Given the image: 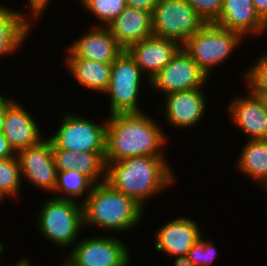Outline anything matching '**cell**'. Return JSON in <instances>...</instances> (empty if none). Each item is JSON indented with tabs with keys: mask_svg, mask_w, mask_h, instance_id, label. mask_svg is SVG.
I'll return each instance as SVG.
<instances>
[{
	"mask_svg": "<svg viewBox=\"0 0 267 266\" xmlns=\"http://www.w3.org/2000/svg\"><path fill=\"white\" fill-rule=\"evenodd\" d=\"M106 117V162L135 156L167 155L164 150L169 140L167 134L158 120L148 113H117Z\"/></svg>",
	"mask_w": 267,
	"mask_h": 266,
	"instance_id": "cell-1",
	"label": "cell"
},
{
	"mask_svg": "<svg viewBox=\"0 0 267 266\" xmlns=\"http://www.w3.org/2000/svg\"><path fill=\"white\" fill-rule=\"evenodd\" d=\"M170 166L166 156H135L106 162L105 182L145 209L151 198L175 183L174 167Z\"/></svg>",
	"mask_w": 267,
	"mask_h": 266,
	"instance_id": "cell-2",
	"label": "cell"
},
{
	"mask_svg": "<svg viewBox=\"0 0 267 266\" xmlns=\"http://www.w3.org/2000/svg\"><path fill=\"white\" fill-rule=\"evenodd\" d=\"M145 211L134 199L114 190L106 182L95 184L83 203L84 228L124 234L140 225Z\"/></svg>",
	"mask_w": 267,
	"mask_h": 266,
	"instance_id": "cell-3",
	"label": "cell"
},
{
	"mask_svg": "<svg viewBox=\"0 0 267 266\" xmlns=\"http://www.w3.org/2000/svg\"><path fill=\"white\" fill-rule=\"evenodd\" d=\"M36 229L53 246L68 250L75 245L84 228L83 204L52 197L43 201Z\"/></svg>",
	"mask_w": 267,
	"mask_h": 266,
	"instance_id": "cell-4",
	"label": "cell"
},
{
	"mask_svg": "<svg viewBox=\"0 0 267 266\" xmlns=\"http://www.w3.org/2000/svg\"><path fill=\"white\" fill-rule=\"evenodd\" d=\"M243 39L239 33L214 23H206L182 47L211 78V70L229 59L230 55L244 44Z\"/></svg>",
	"mask_w": 267,
	"mask_h": 266,
	"instance_id": "cell-5",
	"label": "cell"
},
{
	"mask_svg": "<svg viewBox=\"0 0 267 266\" xmlns=\"http://www.w3.org/2000/svg\"><path fill=\"white\" fill-rule=\"evenodd\" d=\"M63 111L62 119L55 134L47 138L52 149H64L75 152L105 153L107 120L103 123L93 119Z\"/></svg>",
	"mask_w": 267,
	"mask_h": 266,
	"instance_id": "cell-6",
	"label": "cell"
},
{
	"mask_svg": "<svg viewBox=\"0 0 267 266\" xmlns=\"http://www.w3.org/2000/svg\"><path fill=\"white\" fill-rule=\"evenodd\" d=\"M143 72L130 54L124 50L112 63L108 87L103 94L109 97V115L142 112L140 106ZM143 79V80H141ZM141 91V92H140Z\"/></svg>",
	"mask_w": 267,
	"mask_h": 266,
	"instance_id": "cell-7",
	"label": "cell"
},
{
	"mask_svg": "<svg viewBox=\"0 0 267 266\" xmlns=\"http://www.w3.org/2000/svg\"><path fill=\"white\" fill-rule=\"evenodd\" d=\"M205 24L187 0H159L152 12L153 35L181 46Z\"/></svg>",
	"mask_w": 267,
	"mask_h": 266,
	"instance_id": "cell-8",
	"label": "cell"
},
{
	"mask_svg": "<svg viewBox=\"0 0 267 266\" xmlns=\"http://www.w3.org/2000/svg\"><path fill=\"white\" fill-rule=\"evenodd\" d=\"M87 236L78 239L66 258L73 266H129L130 249L115 236Z\"/></svg>",
	"mask_w": 267,
	"mask_h": 266,
	"instance_id": "cell-9",
	"label": "cell"
},
{
	"mask_svg": "<svg viewBox=\"0 0 267 266\" xmlns=\"http://www.w3.org/2000/svg\"><path fill=\"white\" fill-rule=\"evenodd\" d=\"M209 81V77L182 47L173 59L150 80L149 87L155 93L159 92V95H167L207 87L206 83Z\"/></svg>",
	"mask_w": 267,
	"mask_h": 266,
	"instance_id": "cell-10",
	"label": "cell"
},
{
	"mask_svg": "<svg viewBox=\"0 0 267 266\" xmlns=\"http://www.w3.org/2000/svg\"><path fill=\"white\" fill-rule=\"evenodd\" d=\"M206 96L203 88L170 93L164 96L158 109L162 111L168 125L176 130H189L203 121L208 104Z\"/></svg>",
	"mask_w": 267,
	"mask_h": 266,
	"instance_id": "cell-11",
	"label": "cell"
},
{
	"mask_svg": "<svg viewBox=\"0 0 267 266\" xmlns=\"http://www.w3.org/2000/svg\"><path fill=\"white\" fill-rule=\"evenodd\" d=\"M22 180L44 192H54L57 182V167L55 165L52 143L46 137L38 145L19 151Z\"/></svg>",
	"mask_w": 267,
	"mask_h": 266,
	"instance_id": "cell-12",
	"label": "cell"
},
{
	"mask_svg": "<svg viewBox=\"0 0 267 266\" xmlns=\"http://www.w3.org/2000/svg\"><path fill=\"white\" fill-rule=\"evenodd\" d=\"M248 91V92H247ZM245 95H236L228 103L226 112L235 127H238L248 140L267 139V109L261 96L249 89Z\"/></svg>",
	"mask_w": 267,
	"mask_h": 266,
	"instance_id": "cell-13",
	"label": "cell"
},
{
	"mask_svg": "<svg viewBox=\"0 0 267 266\" xmlns=\"http://www.w3.org/2000/svg\"><path fill=\"white\" fill-rule=\"evenodd\" d=\"M26 110L19 100L5 96V121L3 134L9 141L11 148L17 154L23 149L38 145L43 133L30 111Z\"/></svg>",
	"mask_w": 267,
	"mask_h": 266,
	"instance_id": "cell-14",
	"label": "cell"
},
{
	"mask_svg": "<svg viewBox=\"0 0 267 266\" xmlns=\"http://www.w3.org/2000/svg\"><path fill=\"white\" fill-rule=\"evenodd\" d=\"M198 221L190 217H176L164 223L154 234L155 250L170 257L188 255L191 247L201 237Z\"/></svg>",
	"mask_w": 267,
	"mask_h": 266,
	"instance_id": "cell-15",
	"label": "cell"
},
{
	"mask_svg": "<svg viewBox=\"0 0 267 266\" xmlns=\"http://www.w3.org/2000/svg\"><path fill=\"white\" fill-rule=\"evenodd\" d=\"M181 48L182 46L174 40L152 35L130 45L126 51L146 77L145 83L150 85V80L173 59Z\"/></svg>",
	"mask_w": 267,
	"mask_h": 266,
	"instance_id": "cell-16",
	"label": "cell"
},
{
	"mask_svg": "<svg viewBox=\"0 0 267 266\" xmlns=\"http://www.w3.org/2000/svg\"><path fill=\"white\" fill-rule=\"evenodd\" d=\"M65 49L66 57H80L101 63H113L125 50L108 27L94 25Z\"/></svg>",
	"mask_w": 267,
	"mask_h": 266,
	"instance_id": "cell-17",
	"label": "cell"
},
{
	"mask_svg": "<svg viewBox=\"0 0 267 266\" xmlns=\"http://www.w3.org/2000/svg\"><path fill=\"white\" fill-rule=\"evenodd\" d=\"M227 30L239 33L245 40L262 35L267 23L258 15L253 0H223L219 17L213 22Z\"/></svg>",
	"mask_w": 267,
	"mask_h": 266,
	"instance_id": "cell-18",
	"label": "cell"
},
{
	"mask_svg": "<svg viewBox=\"0 0 267 266\" xmlns=\"http://www.w3.org/2000/svg\"><path fill=\"white\" fill-rule=\"evenodd\" d=\"M107 27L126 50L130 45L153 35L152 12L127 6Z\"/></svg>",
	"mask_w": 267,
	"mask_h": 266,
	"instance_id": "cell-19",
	"label": "cell"
},
{
	"mask_svg": "<svg viewBox=\"0 0 267 266\" xmlns=\"http://www.w3.org/2000/svg\"><path fill=\"white\" fill-rule=\"evenodd\" d=\"M30 18L16 9H10L4 4L0 5V58L14 55L26 43L32 28ZM17 51V52H16Z\"/></svg>",
	"mask_w": 267,
	"mask_h": 266,
	"instance_id": "cell-20",
	"label": "cell"
},
{
	"mask_svg": "<svg viewBox=\"0 0 267 266\" xmlns=\"http://www.w3.org/2000/svg\"><path fill=\"white\" fill-rule=\"evenodd\" d=\"M57 171L77 170L94 184L105 182V153L75 152L52 149Z\"/></svg>",
	"mask_w": 267,
	"mask_h": 266,
	"instance_id": "cell-21",
	"label": "cell"
},
{
	"mask_svg": "<svg viewBox=\"0 0 267 266\" xmlns=\"http://www.w3.org/2000/svg\"><path fill=\"white\" fill-rule=\"evenodd\" d=\"M66 70L78 85L96 93H104L108 87L112 63H101L80 57H66Z\"/></svg>",
	"mask_w": 267,
	"mask_h": 266,
	"instance_id": "cell-22",
	"label": "cell"
},
{
	"mask_svg": "<svg viewBox=\"0 0 267 266\" xmlns=\"http://www.w3.org/2000/svg\"><path fill=\"white\" fill-rule=\"evenodd\" d=\"M237 170L262 186L267 181V139L248 140L235 162Z\"/></svg>",
	"mask_w": 267,
	"mask_h": 266,
	"instance_id": "cell-23",
	"label": "cell"
},
{
	"mask_svg": "<svg viewBox=\"0 0 267 266\" xmlns=\"http://www.w3.org/2000/svg\"><path fill=\"white\" fill-rule=\"evenodd\" d=\"M94 183L77 170L57 171V182L52 197L83 204L90 195Z\"/></svg>",
	"mask_w": 267,
	"mask_h": 266,
	"instance_id": "cell-24",
	"label": "cell"
},
{
	"mask_svg": "<svg viewBox=\"0 0 267 266\" xmlns=\"http://www.w3.org/2000/svg\"><path fill=\"white\" fill-rule=\"evenodd\" d=\"M22 176L20 162L16 157L0 159V196L3 199L19 198Z\"/></svg>",
	"mask_w": 267,
	"mask_h": 266,
	"instance_id": "cell-25",
	"label": "cell"
},
{
	"mask_svg": "<svg viewBox=\"0 0 267 266\" xmlns=\"http://www.w3.org/2000/svg\"><path fill=\"white\" fill-rule=\"evenodd\" d=\"M87 10L88 14L97 19L96 26L107 27L127 7L126 0H77V3ZM90 12V13H89Z\"/></svg>",
	"mask_w": 267,
	"mask_h": 266,
	"instance_id": "cell-26",
	"label": "cell"
},
{
	"mask_svg": "<svg viewBox=\"0 0 267 266\" xmlns=\"http://www.w3.org/2000/svg\"><path fill=\"white\" fill-rule=\"evenodd\" d=\"M242 75L246 89L257 96L267 95V52L260 54V57H257L254 64L245 69Z\"/></svg>",
	"mask_w": 267,
	"mask_h": 266,
	"instance_id": "cell-27",
	"label": "cell"
},
{
	"mask_svg": "<svg viewBox=\"0 0 267 266\" xmlns=\"http://www.w3.org/2000/svg\"><path fill=\"white\" fill-rule=\"evenodd\" d=\"M204 236L196 241L188 253L189 260L195 266H212L211 264L217 258L218 250L212 243V239H204Z\"/></svg>",
	"mask_w": 267,
	"mask_h": 266,
	"instance_id": "cell-28",
	"label": "cell"
},
{
	"mask_svg": "<svg viewBox=\"0 0 267 266\" xmlns=\"http://www.w3.org/2000/svg\"><path fill=\"white\" fill-rule=\"evenodd\" d=\"M205 23H213L220 14L223 0H187Z\"/></svg>",
	"mask_w": 267,
	"mask_h": 266,
	"instance_id": "cell-29",
	"label": "cell"
},
{
	"mask_svg": "<svg viewBox=\"0 0 267 266\" xmlns=\"http://www.w3.org/2000/svg\"><path fill=\"white\" fill-rule=\"evenodd\" d=\"M27 8H29L28 12L30 14H27L30 20L33 22H40V18L44 15L45 10H47V6L51 3L52 0H26ZM50 2V3H49ZM39 20V21H38Z\"/></svg>",
	"mask_w": 267,
	"mask_h": 266,
	"instance_id": "cell-30",
	"label": "cell"
},
{
	"mask_svg": "<svg viewBox=\"0 0 267 266\" xmlns=\"http://www.w3.org/2000/svg\"><path fill=\"white\" fill-rule=\"evenodd\" d=\"M159 0H126V5L143 11L153 12Z\"/></svg>",
	"mask_w": 267,
	"mask_h": 266,
	"instance_id": "cell-31",
	"label": "cell"
},
{
	"mask_svg": "<svg viewBox=\"0 0 267 266\" xmlns=\"http://www.w3.org/2000/svg\"><path fill=\"white\" fill-rule=\"evenodd\" d=\"M16 156L17 155L11 148L9 141L7 140L3 132H0V159H7Z\"/></svg>",
	"mask_w": 267,
	"mask_h": 266,
	"instance_id": "cell-32",
	"label": "cell"
},
{
	"mask_svg": "<svg viewBox=\"0 0 267 266\" xmlns=\"http://www.w3.org/2000/svg\"><path fill=\"white\" fill-rule=\"evenodd\" d=\"M258 15L267 23V0H253Z\"/></svg>",
	"mask_w": 267,
	"mask_h": 266,
	"instance_id": "cell-33",
	"label": "cell"
},
{
	"mask_svg": "<svg viewBox=\"0 0 267 266\" xmlns=\"http://www.w3.org/2000/svg\"><path fill=\"white\" fill-rule=\"evenodd\" d=\"M173 258H174V261H171V262H174V264L172 266H195L189 260L188 255H181V256H176Z\"/></svg>",
	"mask_w": 267,
	"mask_h": 266,
	"instance_id": "cell-34",
	"label": "cell"
},
{
	"mask_svg": "<svg viewBox=\"0 0 267 266\" xmlns=\"http://www.w3.org/2000/svg\"><path fill=\"white\" fill-rule=\"evenodd\" d=\"M4 121H5V96L3 93H0V132L4 130Z\"/></svg>",
	"mask_w": 267,
	"mask_h": 266,
	"instance_id": "cell-35",
	"label": "cell"
},
{
	"mask_svg": "<svg viewBox=\"0 0 267 266\" xmlns=\"http://www.w3.org/2000/svg\"><path fill=\"white\" fill-rule=\"evenodd\" d=\"M12 266H32V264L29 261L28 257L27 258L22 257L20 260L18 259V262L15 263V265H12Z\"/></svg>",
	"mask_w": 267,
	"mask_h": 266,
	"instance_id": "cell-36",
	"label": "cell"
},
{
	"mask_svg": "<svg viewBox=\"0 0 267 266\" xmlns=\"http://www.w3.org/2000/svg\"><path fill=\"white\" fill-rule=\"evenodd\" d=\"M61 265L60 266H73L67 259H64L61 261Z\"/></svg>",
	"mask_w": 267,
	"mask_h": 266,
	"instance_id": "cell-37",
	"label": "cell"
},
{
	"mask_svg": "<svg viewBox=\"0 0 267 266\" xmlns=\"http://www.w3.org/2000/svg\"><path fill=\"white\" fill-rule=\"evenodd\" d=\"M261 98L264 101L266 109H267V95H261Z\"/></svg>",
	"mask_w": 267,
	"mask_h": 266,
	"instance_id": "cell-38",
	"label": "cell"
},
{
	"mask_svg": "<svg viewBox=\"0 0 267 266\" xmlns=\"http://www.w3.org/2000/svg\"><path fill=\"white\" fill-rule=\"evenodd\" d=\"M261 188H263L265 190L264 192L267 195V181L261 186Z\"/></svg>",
	"mask_w": 267,
	"mask_h": 266,
	"instance_id": "cell-39",
	"label": "cell"
},
{
	"mask_svg": "<svg viewBox=\"0 0 267 266\" xmlns=\"http://www.w3.org/2000/svg\"><path fill=\"white\" fill-rule=\"evenodd\" d=\"M4 199L0 196V204H1V202L3 203L4 201H3Z\"/></svg>",
	"mask_w": 267,
	"mask_h": 266,
	"instance_id": "cell-40",
	"label": "cell"
}]
</instances>
